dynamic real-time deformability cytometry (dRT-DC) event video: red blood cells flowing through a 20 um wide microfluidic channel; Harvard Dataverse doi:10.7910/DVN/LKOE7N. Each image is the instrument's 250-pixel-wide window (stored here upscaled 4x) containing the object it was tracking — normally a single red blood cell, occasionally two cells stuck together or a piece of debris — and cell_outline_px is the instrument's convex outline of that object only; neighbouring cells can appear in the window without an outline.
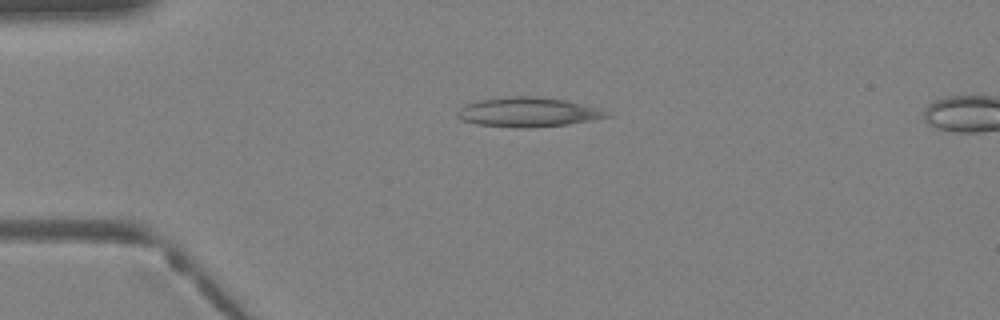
{"species": "Egyptian fruit bat (a non-hibernating species)", "species_latin": "Rousettus aegyptiacus", "temperature_condition": "warm", "stored_images_in_passage": 40, "camera_frame_rate_fps": 3000, "um_per_image_px": 0.085, "animal": {"sex": "female"}, "frame": {"image": 1, "passage_image": 10, "time_ms": 3.0, "image_size_px": [1000, 320], "cell_outline_px": [[612, 116], [592, 120], [568, 124], [528, 128], [520, 128], [476, 124], [460, 120], [456, 116], [456, 112], [464, 104], [476, 100], [508, 96], [532, 96], [564, 100], [600, 108], [612, 112]], "centroid_in_image_um": [44.87, 9.53], "position_along_channel_um": 40.1, "area_um2": 25.95}}
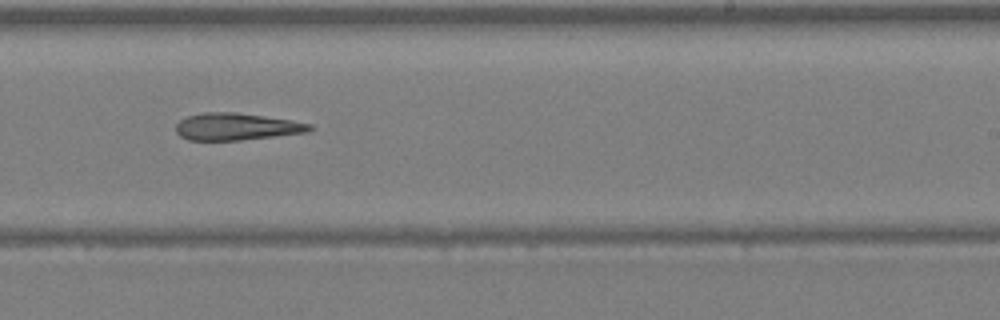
{"frame": {"image": 2, "passage_image": 25, "time_ms": 8.0, "image_size_px": [1000, 320], "cell_outline_px": [[316, 128], [308, 132], [240, 140], [188, 140], [180, 136], [176, 132], [176, 124], [180, 120], [188, 116], [204, 112], [236, 112], [292, 120], [312, 124]], "centroid_in_image_um": [20.12, 10.76], "position_along_channel_um": 268.9, "area_um2": 21.15}}
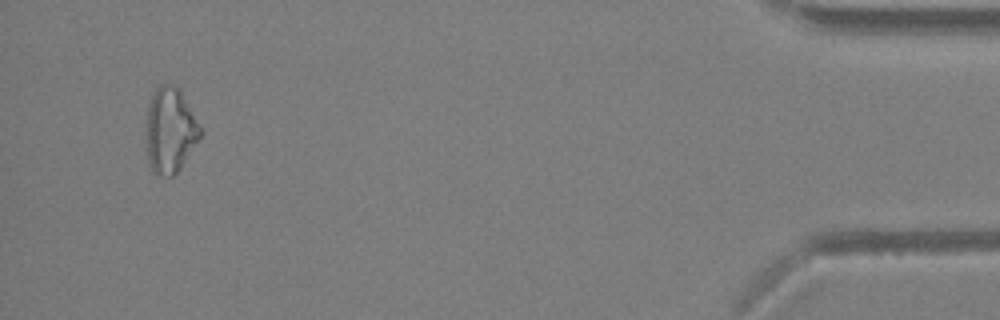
{"frame": {"image": 3, "passage_image": 38, "time_ms": 12.333, "image_size_px": [1000, 320], "cell_outline_px": [[204, 132], [180, 168], [172, 176], [168, 176], [152, 172], [148, 164], [148, 104], [152, 92], [160, 84], [172, 84], [180, 92], [200, 124]], "centroid_in_image_um": [14.48, 11.08], "position_along_channel_um": 420.7, "area_um2": 26.41}}